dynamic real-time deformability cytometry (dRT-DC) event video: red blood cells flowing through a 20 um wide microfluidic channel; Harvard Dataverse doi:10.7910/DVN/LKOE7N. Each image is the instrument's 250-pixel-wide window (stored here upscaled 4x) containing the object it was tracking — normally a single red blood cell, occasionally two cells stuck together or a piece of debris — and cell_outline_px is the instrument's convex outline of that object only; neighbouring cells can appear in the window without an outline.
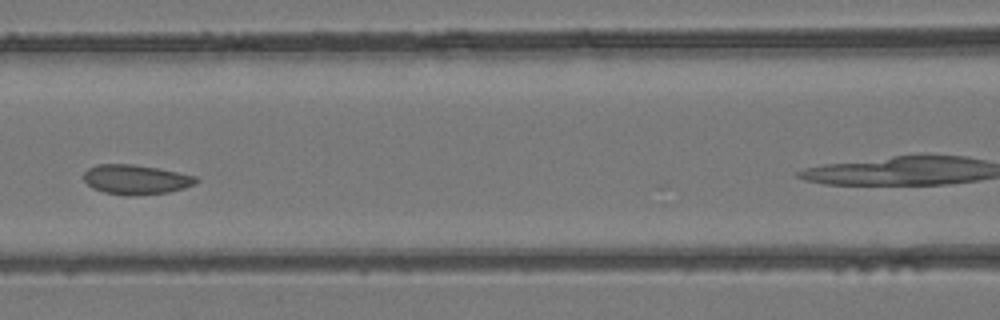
{"species": "common noctule bat (a hibernating species)", "species_latin": "Nyctalus noctula", "temperature_condition": "room temperature", "stored_images_in_passage": 5, "segment_of_instrument_passage": [1, 2], "camera_frame_rate_fps": 3000, "um_per_image_px": 0.085, "animal": {"sex": "female", "body_mass_g": 24.6, "forearm_length_mm": 56.2}, "frame": {"image": 1, "passage_image": 4, "time_ms": 3.333, "image_size_px": [1000, 320], "cell_outline_px": [[200, 180], [196, 184], [184, 188], [168, 192], [132, 196], [124, 196], [104, 192], [92, 188], [84, 180], [84, 172], [88, 168], [96, 164], [132, 164], [160, 168], [196, 176]], "centroid_in_image_um": [11.56, 15.26], "position_along_channel_um": 155.0, "area_um2": 19.65}}